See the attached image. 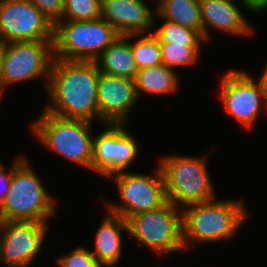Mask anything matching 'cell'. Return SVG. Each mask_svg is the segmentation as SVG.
I'll return each mask as SVG.
<instances>
[{
    "label": "cell",
    "mask_w": 267,
    "mask_h": 267,
    "mask_svg": "<svg viewBox=\"0 0 267 267\" xmlns=\"http://www.w3.org/2000/svg\"><path fill=\"white\" fill-rule=\"evenodd\" d=\"M101 0H64L59 21H93L101 18Z\"/></svg>",
    "instance_id": "cb8c5ba5"
},
{
    "label": "cell",
    "mask_w": 267,
    "mask_h": 267,
    "mask_svg": "<svg viewBox=\"0 0 267 267\" xmlns=\"http://www.w3.org/2000/svg\"><path fill=\"white\" fill-rule=\"evenodd\" d=\"M99 71L112 76L135 79L138 72L130 41L120 35L95 61Z\"/></svg>",
    "instance_id": "ac0fdd59"
},
{
    "label": "cell",
    "mask_w": 267,
    "mask_h": 267,
    "mask_svg": "<svg viewBox=\"0 0 267 267\" xmlns=\"http://www.w3.org/2000/svg\"><path fill=\"white\" fill-rule=\"evenodd\" d=\"M99 121L126 124L139 98L135 80L100 72L97 81Z\"/></svg>",
    "instance_id": "5bb4252c"
},
{
    "label": "cell",
    "mask_w": 267,
    "mask_h": 267,
    "mask_svg": "<svg viewBox=\"0 0 267 267\" xmlns=\"http://www.w3.org/2000/svg\"><path fill=\"white\" fill-rule=\"evenodd\" d=\"M53 24L62 18L64 0H30Z\"/></svg>",
    "instance_id": "484cf974"
},
{
    "label": "cell",
    "mask_w": 267,
    "mask_h": 267,
    "mask_svg": "<svg viewBox=\"0 0 267 267\" xmlns=\"http://www.w3.org/2000/svg\"><path fill=\"white\" fill-rule=\"evenodd\" d=\"M216 198L182 208L184 250L192 243H218L232 238L249 216L241 200Z\"/></svg>",
    "instance_id": "7a4b0ae2"
},
{
    "label": "cell",
    "mask_w": 267,
    "mask_h": 267,
    "mask_svg": "<svg viewBox=\"0 0 267 267\" xmlns=\"http://www.w3.org/2000/svg\"><path fill=\"white\" fill-rule=\"evenodd\" d=\"M152 32L159 43H172L184 46H200L205 41L203 36L194 29H189L175 22L164 20L163 24Z\"/></svg>",
    "instance_id": "7402d4cb"
},
{
    "label": "cell",
    "mask_w": 267,
    "mask_h": 267,
    "mask_svg": "<svg viewBox=\"0 0 267 267\" xmlns=\"http://www.w3.org/2000/svg\"><path fill=\"white\" fill-rule=\"evenodd\" d=\"M127 221L128 234L155 254L168 255L184 249L182 208L169 201L155 210L135 214Z\"/></svg>",
    "instance_id": "52a82bcc"
},
{
    "label": "cell",
    "mask_w": 267,
    "mask_h": 267,
    "mask_svg": "<svg viewBox=\"0 0 267 267\" xmlns=\"http://www.w3.org/2000/svg\"><path fill=\"white\" fill-rule=\"evenodd\" d=\"M155 13L163 20L198 31L203 36L200 0H156Z\"/></svg>",
    "instance_id": "ffe728a7"
},
{
    "label": "cell",
    "mask_w": 267,
    "mask_h": 267,
    "mask_svg": "<svg viewBox=\"0 0 267 267\" xmlns=\"http://www.w3.org/2000/svg\"><path fill=\"white\" fill-rule=\"evenodd\" d=\"M95 233L91 253L102 267L114 266L122 256V231L129 233L128 221L109 211Z\"/></svg>",
    "instance_id": "e0dca14e"
},
{
    "label": "cell",
    "mask_w": 267,
    "mask_h": 267,
    "mask_svg": "<svg viewBox=\"0 0 267 267\" xmlns=\"http://www.w3.org/2000/svg\"><path fill=\"white\" fill-rule=\"evenodd\" d=\"M162 64L174 69L193 66L200 58L201 46H184L172 43H160Z\"/></svg>",
    "instance_id": "603a6c76"
},
{
    "label": "cell",
    "mask_w": 267,
    "mask_h": 267,
    "mask_svg": "<svg viewBox=\"0 0 267 267\" xmlns=\"http://www.w3.org/2000/svg\"><path fill=\"white\" fill-rule=\"evenodd\" d=\"M13 163L10 170H6L4 164L0 161V205L4 201L6 194L10 189Z\"/></svg>",
    "instance_id": "4316f807"
},
{
    "label": "cell",
    "mask_w": 267,
    "mask_h": 267,
    "mask_svg": "<svg viewBox=\"0 0 267 267\" xmlns=\"http://www.w3.org/2000/svg\"><path fill=\"white\" fill-rule=\"evenodd\" d=\"M99 73L94 61L54 58L46 89L52 104H47L44 110L62 118L99 120L96 92Z\"/></svg>",
    "instance_id": "6da1fadb"
},
{
    "label": "cell",
    "mask_w": 267,
    "mask_h": 267,
    "mask_svg": "<svg viewBox=\"0 0 267 267\" xmlns=\"http://www.w3.org/2000/svg\"><path fill=\"white\" fill-rule=\"evenodd\" d=\"M38 117L31 123V131L37 140L70 162L91 170L93 157L91 122L62 118L44 109Z\"/></svg>",
    "instance_id": "5b68a950"
},
{
    "label": "cell",
    "mask_w": 267,
    "mask_h": 267,
    "mask_svg": "<svg viewBox=\"0 0 267 267\" xmlns=\"http://www.w3.org/2000/svg\"><path fill=\"white\" fill-rule=\"evenodd\" d=\"M53 38L54 24L30 0H0V45Z\"/></svg>",
    "instance_id": "8fae6325"
},
{
    "label": "cell",
    "mask_w": 267,
    "mask_h": 267,
    "mask_svg": "<svg viewBox=\"0 0 267 267\" xmlns=\"http://www.w3.org/2000/svg\"><path fill=\"white\" fill-rule=\"evenodd\" d=\"M200 9L205 41L211 37L210 28L231 36H248L254 33V29L243 16V11L231 0H200Z\"/></svg>",
    "instance_id": "2e32d148"
},
{
    "label": "cell",
    "mask_w": 267,
    "mask_h": 267,
    "mask_svg": "<svg viewBox=\"0 0 267 267\" xmlns=\"http://www.w3.org/2000/svg\"><path fill=\"white\" fill-rule=\"evenodd\" d=\"M59 267H102L88 248L77 247L57 258Z\"/></svg>",
    "instance_id": "d4e9b609"
},
{
    "label": "cell",
    "mask_w": 267,
    "mask_h": 267,
    "mask_svg": "<svg viewBox=\"0 0 267 267\" xmlns=\"http://www.w3.org/2000/svg\"><path fill=\"white\" fill-rule=\"evenodd\" d=\"M120 36L104 19L57 21L54 24V58L96 61Z\"/></svg>",
    "instance_id": "8992f818"
},
{
    "label": "cell",
    "mask_w": 267,
    "mask_h": 267,
    "mask_svg": "<svg viewBox=\"0 0 267 267\" xmlns=\"http://www.w3.org/2000/svg\"><path fill=\"white\" fill-rule=\"evenodd\" d=\"M101 18L120 35L146 34L155 26L154 10L144 0H101Z\"/></svg>",
    "instance_id": "9a60e30c"
},
{
    "label": "cell",
    "mask_w": 267,
    "mask_h": 267,
    "mask_svg": "<svg viewBox=\"0 0 267 267\" xmlns=\"http://www.w3.org/2000/svg\"><path fill=\"white\" fill-rule=\"evenodd\" d=\"M206 159L202 156H161L158 165L170 203L185 208L216 197Z\"/></svg>",
    "instance_id": "277c9868"
},
{
    "label": "cell",
    "mask_w": 267,
    "mask_h": 267,
    "mask_svg": "<svg viewBox=\"0 0 267 267\" xmlns=\"http://www.w3.org/2000/svg\"><path fill=\"white\" fill-rule=\"evenodd\" d=\"M54 59L53 41H21L0 45L4 86L36 78L47 89Z\"/></svg>",
    "instance_id": "9c48e42d"
},
{
    "label": "cell",
    "mask_w": 267,
    "mask_h": 267,
    "mask_svg": "<svg viewBox=\"0 0 267 267\" xmlns=\"http://www.w3.org/2000/svg\"><path fill=\"white\" fill-rule=\"evenodd\" d=\"M175 72L174 69L168 68L163 64L139 69L134 79L138 98L142 97V94L145 95V93L161 96L176 92L180 78Z\"/></svg>",
    "instance_id": "d6986e66"
},
{
    "label": "cell",
    "mask_w": 267,
    "mask_h": 267,
    "mask_svg": "<svg viewBox=\"0 0 267 267\" xmlns=\"http://www.w3.org/2000/svg\"><path fill=\"white\" fill-rule=\"evenodd\" d=\"M220 100L229 116L247 128L257 121L259 111L267 112V96L258 81L242 70H228L220 80Z\"/></svg>",
    "instance_id": "30bf717a"
},
{
    "label": "cell",
    "mask_w": 267,
    "mask_h": 267,
    "mask_svg": "<svg viewBox=\"0 0 267 267\" xmlns=\"http://www.w3.org/2000/svg\"><path fill=\"white\" fill-rule=\"evenodd\" d=\"M152 175L120 171L108 178H114L121 203L106 202V211L128 220L131 216L155 210L168 200L159 165ZM154 174V175H153Z\"/></svg>",
    "instance_id": "ba28073f"
},
{
    "label": "cell",
    "mask_w": 267,
    "mask_h": 267,
    "mask_svg": "<svg viewBox=\"0 0 267 267\" xmlns=\"http://www.w3.org/2000/svg\"><path fill=\"white\" fill-rule=\"evenodd\" d=\"M257 81L260 84V86L263 88V90L267 96V65L263 69L262 74H261L260 78L257 79Z\"/></svg>",
    "instance_id": "f1b7e54d"
},
{
    "label": "cell",
    "mask_w": 267,
    "mask_h": 267,
    "mask_svg": "<svg viewBox=\"0 0 267 267\" xmlns=\"http://www.w3.org/2000/svg\"><path fill=\"white\" fill-rule=\"evenodd\" d=\"M4 89H5V86H4L3 76H2V64L0 60V101H1L2 95L4 94L3 92H5Z\"/></svg>",
    "instance_id": "f546056e"
},
{
    "label": "cell",
    "mask_w": 267,
    "mask_h": 267,
    "mask_svg": "<svg viewBox=\"0 0 267 267\" xmlns=\"http://www.w3.org/2000/svg\"><path fill=\"white\" fill-rule=\"evenodd\" d=\"M106 130L93 136L91 170L95 174L108 176L126 171L139 153V145L126 130V124H106Z\"/></svg>",
    "instance_id": "7c38bea8"
},
{
    "label": "cell",
    "mask_w": 267,
    "mask_h": 267,
    "mask_svg": "<svg viewBox=\"0 0 267 267\" xmlns=\"http://www.w3.org/2000/svg\"><path fill=\"white\" fill-rule=\"evenodd\" d=\"M49 222H0V262L5 267H31L46 238Z\"/></svg>",
    "instance_id": "4fadbf2b"
},
{
    "label": "cell",
    "mask_w": 267,
    "mask_h": 267,
    "mask_svg": "<svg viewBox=\"0 0 267 267\" xmlns=\"http://www.w3.org/2000/svg\"><path fill=\"white\" fill-rule=\"evenodd\" d=\"M244 9L250 12H265L267 10V0H240Z\"/></svg>",
    "instance_id": "83f0119b"
},
{
    "label": "cell",
    "mask_w": 267,
    "mask_h": 267,
    "mask_svg": "<svg viewBox=\"0 0 267 267\" xmlns=\"http://www.w3.org/2000/svg\"><path fill=\"white\" fill-rule=\"evenodd\" d=\"M13 163L11 184L0 205V222H47L56 213L57 201L46 190L25 156Z\"/></svg>",
    "instance_id": "3957f363"
},
{
    "label": "cell",
    "mask_w": 267,
    "mask_h": 267,
    "mask_svg": "<svg viewBox=\"0 0 267 267\" xmlns=\"http://www.w3.org/2000/svg\"><path fill=\"white\" fill-rule=\"evenodd\" d=\"M124 36L130 41L134 60L138 70L162 65L160 43L153 33H146V35H144V33L128 34ZM138 36H140L138 40L131 42L132 40L130 39H134Z\"/></svg>",
    "instance_id": "44dd1931"
}]
</instances>
